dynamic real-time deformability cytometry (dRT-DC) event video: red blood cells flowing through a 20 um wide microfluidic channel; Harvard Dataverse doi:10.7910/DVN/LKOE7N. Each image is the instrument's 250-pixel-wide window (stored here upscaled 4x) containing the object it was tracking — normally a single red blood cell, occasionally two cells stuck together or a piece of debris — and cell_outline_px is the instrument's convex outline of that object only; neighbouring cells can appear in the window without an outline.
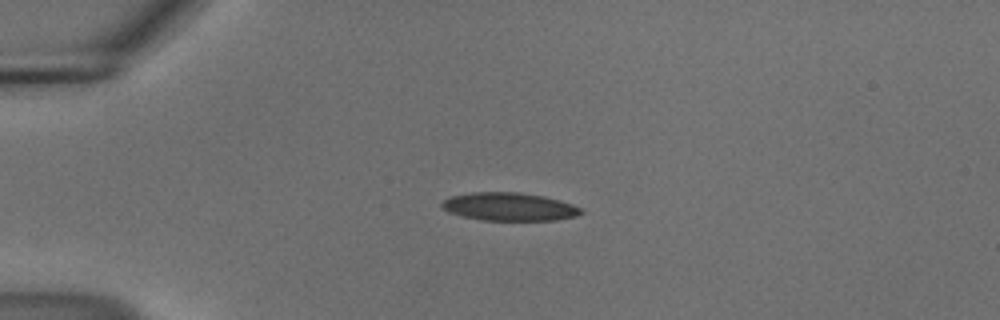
{"species": "common noctule bat (a hibernating species)", "species_latin": "Nyctalus noctula", "temperature_condition": "cold", "stored_images_in_passage": 42, "camera_frame_rate_fps": 3000, "um_per_image_px": 0.085, "animal": {"sex": "male", "body_mass_g": 18.8}, "frame": {"image": 1, "passage_image": 1, "time_ms": 0.0, "image_size_px": [1000, 320], "cell_outline_px": [[584, 212], [576, 216], [556, 220], [484, 220], [464, 216], [448, 212], [440, 208], [440, 204], [448, 196], [472, 192], [520, 192], [544, 196], [560, 200], [584, 208]], "centroid_in_image_um": [43.29, 17.56], "position_along_channel_um": 41.7, "area_um2": 23.0}}
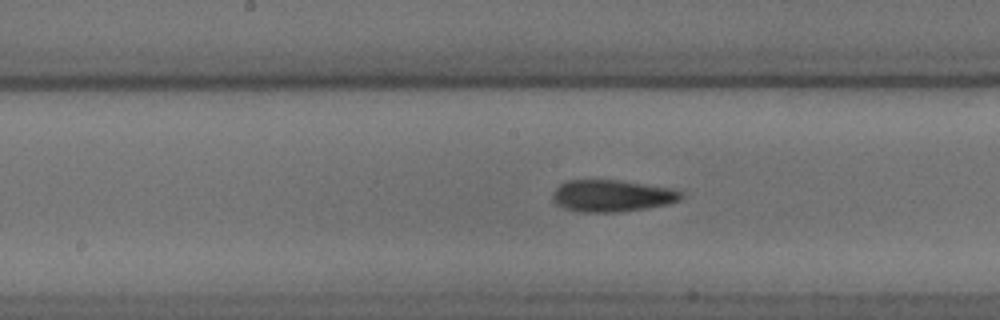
{"frame": {"image": 2, "passage_image": 16, "time_ms": 5.0, "image_size_px": [1000, 320], "cell_outline_px": [[684, 196], [680, 200], [668, 204], [644, 208], [616, 212], [580, 212], [564, 208], [556, 204], [552, 200], [552, 192], [560, 184], [568, 180], [620, 180], [672, 188], [684, 192]], "centroid_in_image_um": [52.02, 16.64], "position_along_channel_um": 196.2, "area_um2": 23.99}}
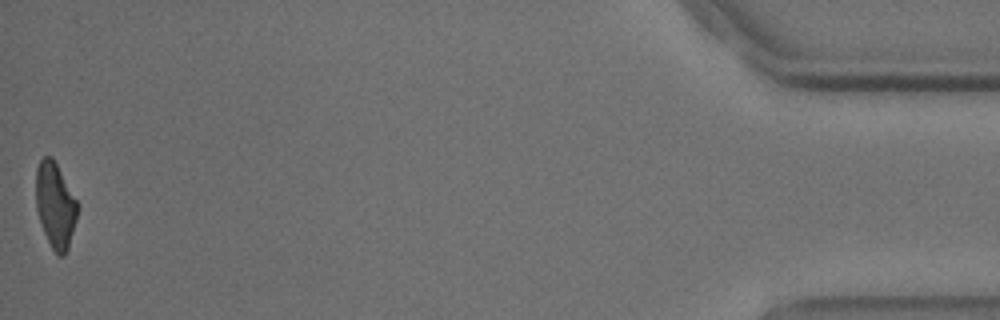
{"frame": {"image": 3, "passage_image": 42, "time_ms": 13.667, "image_size_px": [1000, 320], "cell_outline_px": [[80, 208], [68, 248], [64, 256], [60, 256], [52, 248], [44, 232], [36, 208], [36, 168], [40, 160], [44, 156], [52, 156], [80, 204]], "centroid_in_image_um": [4.73, 17.42], "position_along_channel_um": 430.5, "area_um2": 20.87}, "authors_computed_cell_mechanics": {"area_um2": 23.0333, "velocity_mm_per_s": 3.7066, "shape_relaxation_time_tau1_ms": null, "shape_relaxation_time_tau2_ms": 5.3144, "deformation_change_tau1": null, "deformation_change_tau2": 0.1356}}